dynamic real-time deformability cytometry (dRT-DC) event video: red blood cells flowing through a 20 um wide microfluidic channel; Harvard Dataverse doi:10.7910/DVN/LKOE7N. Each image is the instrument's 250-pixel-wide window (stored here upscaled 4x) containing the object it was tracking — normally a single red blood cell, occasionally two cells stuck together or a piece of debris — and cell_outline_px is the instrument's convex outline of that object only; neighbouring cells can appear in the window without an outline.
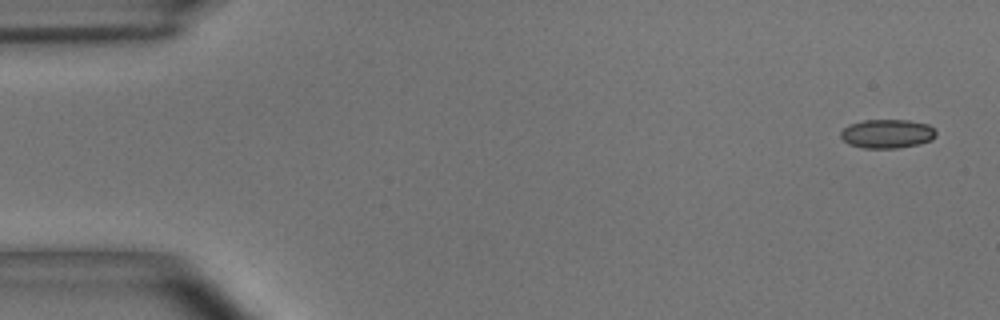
{"species": "common noctule bat (a hibernating species)", "species_latin": "Nyctalus noctula", "temperature_condition": "room temperature", "stored_images_in_passage": 53, "camera_frame_rate_fps": 3000, "um_per_image_px": 0.085, "animal": {"sex": "male", "body_mass_g": 15.6}, "frame": {"image": 1, "passage_image": 1, "time_ms": 0.0, "image_size_px": [1000, 320], "cell_outline_px": [[936, 136], [932, 140], [920, 144], [896, 148], [864, 148], [848, 144], [840, 136], [840, 132], [848, 124], [864, 120], [908, 120], [928, 124], [936, 132]], "centroid_in_image_um": [75.4, 11.37], "position_along_channel_um": 9.6, "area_um2": 16.13}}
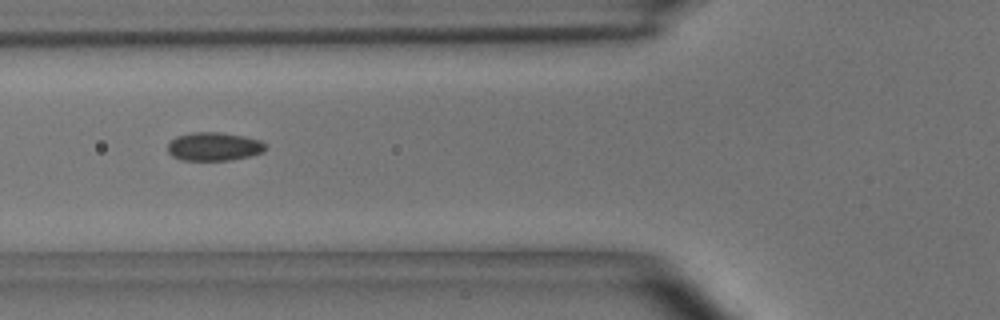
{"frame": {"image": 2, "passage_image": 19, "time_ms": 6.0, "image_size_px": [1000, 320], "cell_outline_px": [[268, 148], [264, 152], [252, 156], [232, 160], [180, 160], [172, 156], [168, 152], [168, 144], [176, 136], [192, 132], [220, 132], [244, 136], [260, 140], [268, 144]], "centroid_in_image_um": [18.24, 12.46], "position_along_channel_um": 107.6, "area_um2": 16.53}}
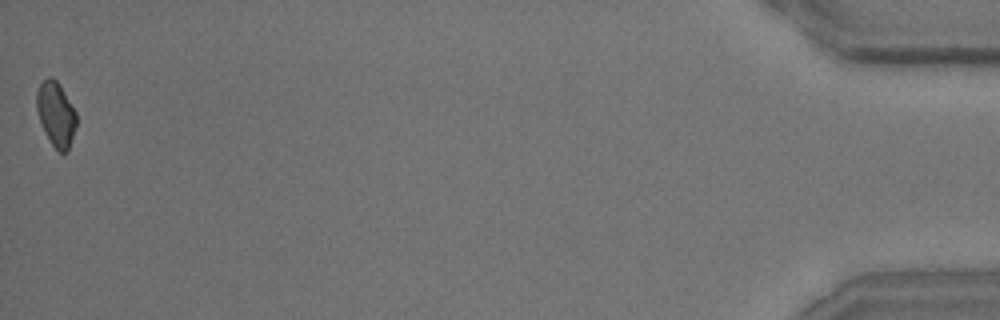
{"frame": {"image": 3, "passage_image": 53, "time_ms": 17.333, "image_size_px": [1000, 320], "cell_outline_px": [[76, 124], [68, 148], [64, 152], [60, 152], [52, 144], [40, 120], [36, 108], [36, 92], [40, 84], [48, 76], [52, 76], [60, 84], [76, 112]], "centroid_in_image_um": [4.75, 9.62], "position_along_channel_um": 430.5, "area_um2": 14.57}, "authors_computed_cell_mechanics": {"area_um2": 16.0684, "velocity_mm_per_s": 3.6797, "shape_relaxation_time_tau1_ms": 7.381, "shape_relaxation_time_tau2_ms": 1.6461, "deformation_change_tau1": 0.0951, "deformation_change_tau2": 0.0638}}